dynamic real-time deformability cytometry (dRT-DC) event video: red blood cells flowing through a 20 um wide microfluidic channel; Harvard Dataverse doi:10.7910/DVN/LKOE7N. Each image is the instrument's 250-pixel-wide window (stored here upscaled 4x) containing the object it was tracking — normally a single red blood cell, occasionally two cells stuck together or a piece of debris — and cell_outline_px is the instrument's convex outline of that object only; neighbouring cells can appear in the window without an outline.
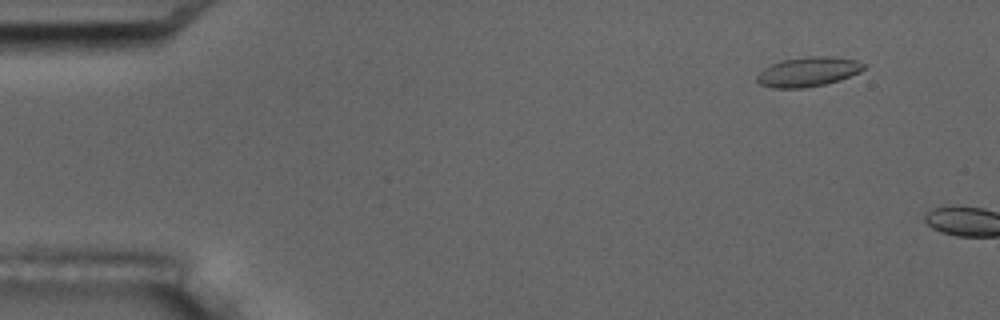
{"species": "common noctule bat (a hibernating species)", "species_latin": "Nyctalus noctula", "temperature_condition": "room temperature", "stored_images_in_passage": 2, "camera_frame_rate_fps": 3000, "um_per_image_px": 0.085, "animal": {"sex": "male", "body_mass_g": 17.5, "forearm_length_mm": 52.3}, "frame": {"image": 1, "passage_image": 1, "time_ms": 0.0, "image_size_px": [1000, 320], "cell_outline_px": [[868, 64], [860, 72], [840, 80], [824, 84], [804, 88], [772, 88], [760, 84], [756, 80], [756, 76], [764, 68], [772, 64], [784, 60], [808, 56], [832, 56], [856, 60]], "centroid_in_image_um": [68.71, 6.1], "position_along_channel_um": 16.3, "area_um2": 18.44}}